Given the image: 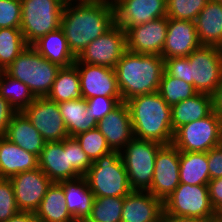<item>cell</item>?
Here are the masks:
<instances>
[{
	"mask_svg": "<svg viewBox=\"0 0 222 222\" xmlns=\"http://www.w3.org/2000/svg\"><path fill=\"white\" fill-rule=\"evenodd\" d=\"M114 25L115 13L111 1L67 0L60 28L70 51L77 58L91 41L105 34Z\"/></svg>",
	"mask_w": 222,
	"mask_h": 222,
	"instance_id": "obj_1",
	"label": "cell"
},
{
	"mask_svg": "<svg viewBox=\"0 0 222 222\" xmlns=\"http://www.w3.org/2000/svg\"><path fill=\"white\" fill-rule=\"evenodd\" d=\"M114 70L122 101L126 102L134 96L158 92L165 71L164 58L126 50Z\"/></svg>",
	"mask_w": 222,
	"mask_h": 222,
	"instance_id": "obj_2",
	"label": "cell"
},
{
	"mask_svg": "<svg viewBox=\"0 0 222 222\" xmlns=\"http://www.w3.org/2000/svg\"><path fill=\"white\" fill-rule=\"evenodd\" d=\"M135 138L172 144L171 106L158 92L134 96L126 101Z\"/></svg>",
	"mask_w": 222,
	"mask_h": 222,
	"instance_id": "obj_3",
	"label": "cell"
},
{
	"mask_svg": "<svg viewBox=\"0 0 222 222\" xmlns=\"http://www.w3.org/2000/svg\"><path fill=\"white\" fill-rule=\"evenodd\" d=\"M60 68L28 45L4 71L26 84L35 98H43L50 93Z\"/></svg>",
	"mask_w": 222,
	"mask_h": 222,
	"instance_id": "obj_4",
	"label": "cell"
},
{
	"mask_svg": "<svg viewBox=\"0 0 222 222\" xmlns=\"http://www.w3.org/2000/svg\"><path fill=\"white\" fill-rule=\"evenodd\" d=\"M84 177L95 197H125L133 191L119 151L92 162Z\"/></svg>",
	"mask_w": 222,
	"mask_h": 222,
	"instance_id": "obj_5",
	"label": "cell"
},
{
	"mask_svg": "<svg viewBox=\"0 0 222 222\" xmlns=\"http://www.w3.org/2000/svg\"><path fill=\"white\" fill-rule=\"evenodd\" d=\"M67 0H21L20 30L27 45L60 28Z\"/></svg>",
	"mask_w": 222,
	"mask_h": 222,
	"instance_id": "obj_6",
	"label": "cell"
},
{
	"mask_svg": "<svg viewBox=\"0 0 222 222\" xmlns=\"http://www.w3.org/2000/svg\"><path fill=\"white\" fill-rule=\"evenodd\" d=\"M163 144L133 138L120 151L132 190L147 191L151 187L156 154Z\"/></svg>",
	"mask_w": 222,
	"mask_h": 222,
	"instance_id": "obj_7",
	"label": "cell"
},
{
	"mask_svg": "<svg viewBox=\"0 0 222 222\" xmlns=\"http://www.w3.org/2000/svg\"><path fill=\"white\" fill-rule=\"evenodd\" d=\"M172 144L180 152H208L222 144V119L213 111L207 117L179 127Z\"/></svg>",
	"mask_w": 222,
	"mask_h": 222,
	"instance_id": "obj_8",
	"label": "cell"
},
{
	"mask_svg": "<svg viewBox=\"0 0 222 222\" xmlns=\"http://www.w3.org/2000/svg\"><path fill=\"white\" fill-rule=\"evenodd\" d=\"M222 80V48L201 45L188 56V83L213 95Z\"/></svg>",
	"mask_w": 222,
	"mask_h": 222,
	"instance_id": "obj_9",
	"label": "cell"
},
{
	"mask_svg": "<svg viewBox=\"0 0 222 222\" xmlns=\"http://www.w3.org/2000/svg\"><path fill=\"white\" fill-rule=\"evenodd\" d=\"M163 215L188 216L205 220L216 215L209 197L208 185L179 183L163 202Z\"/></svg>",
	"mask_w": 222,
	"mask_h": 222,
	"instance_id": "obj_10",
	"label": "cell"
},
{
	"mask_svg": "<svg viewBox=\"0 0 222 222\" xmlns=\"http://www.w3.org/2000/svg\"><path fill=\"white\" fill-rule=\"evenodd\" d=\"M126 50V31L115 24L105 34L91 41L76 58L75 63L102 65L114 69Z\"/></svg>",
	"mask_w": 222,
	"mask_h": 222,
	"instance_id": "obj_11",
	"label": "cell"
},
{
	"mask_svg": "<svg viewBox=\"0 0 222 222\" xmlns=\"http://www.w3.org/2000/svg\"><path fill=\"white\" fill-rule=\"evenodd\" d=\"M23 113L46 142L62 141L69 137L58 103L47 97L36 98Z\"/></svg>",
	"mask_w": 222,
	"mask_h": 222,
	"instance_id": "obj_12",
	"label": "cell"
},
{
	"mask_svg": "<svg viewBox=\"0 0 222 222\" xmlns=\"http://www.w3.org/2000/svg\"><path fill=\"white\" fill-rule=\"evenodd\" d=\"M180 151L173 145H163L156 154L151 187L147 190L164 202L180 183Z\"/></svg>",
	"mask_w": 222,
	"mask_h": 222,
	"instance_id": "obj_13",
	"label": "cell"
},
{
	"mask_svg": "<svg viewBox=\"0 0 222 222\" xmlns=\"http://www.w3.org/2000/svg\"><path fill=\"white\" fill-rule=\"evenodd\" d=\"M166 0H116L115 24L127 31L130 27L167 16Z\"/></svg>",
	"mask_w": 222,
	"mask_h": 222,
	"instance_id": "obj_14",
	"label": "cell"
},
{
	"mask_svg": "<svg viewBox=\"0 0 222 222\" xmlns=\"http://www.w3.org/2000/svg\"><path fill=\"white\" fill-rule=\"evenodd\" d=\"M74 65L78 70L84 99L97 96L121 98L113 68L85 63H74Z\"/></svg>",
	"mask_w": 222,
	"mask_h": 222,
	"instance_id": "obj_15",
	"label": "cell"
},
{
	"mask_svg": "<svg viewBox=\"0 0 222 222\" xmlns=\"http://www.w3.org/2000/svg\"><path fill=\"white\" fill-rule=\"evenodd\" d=\"M10 180L17 207L23 212H35L52 183L39 167L32 171L18 173Z\"/></svg>",
	"mask_w": 222,
	"mask_h": 222,
	"instance_id": "obj_16",
	"label": "cell"
},
{
	"mask_svg": "<svg viewBox=\"0 0 222 222\" xmlns=\"http://www.w3.org/2000/svg\"><path fill=\"white\" fill-rule=\"evenodd\" d=\"M167 29V16L130 27L126 31L127 50L162 56Z\"/></svg>",
	"mask_w": 222,
	"mask_h": 222,
	"instance_id": "obj_17",
	"label": "cell"
},
{
	"mask_svg": "<svg viewBox=\"0 0 222 222\" xmlns=\"http://www.w3.org/2000/svg\"><path fill=\"white\" fill-rule=\"evenodd\" d=\"M38 166L52 182L81 177L70 164L69 137L62 141L46 142L38 157Z\"/></svg>",
	"mask_w": 222,
	"mask_h": 222,
	"instance_id": "obj_18",
	"label": "cell"
},
{
	"mask_svg": "<svg viewBox=\"0 0 222 222\" xmlns=\"http://www.w3.org/2000/svg\"><path fill=\"white\" fill-rule=\"evenodd\" d=\"M200 46L194 21L168 18L167 35L162 50L164 59L188 57Z\"/></svg>",
	"mask_w": 222,
	"mask_h": 222,
	"instance_id": "obj_19",
	"label": "cell"
},
{
	"mask_svg": "<svg viewBox=\"0 0 222 222\" xmlns=\"http://www.w3.org/2000/svg\"><path fill=\"white\" fill-rule=\"evenodd\" d=\"M97 128L104 135L112 151H121L134 138L130 110L126 102L100 119Z\"/></svg>",
	"mask_w": 222,
	"mask_h": 222,
	"instance_id": "obj_20",
	"label": "cell"
},
{
	"mask_svg": "<svg viewBox=\"0 0 222 222\" xmlns=\"http://www.w3.org/2000/svg\"><path fill=\"white\" fill-rule=\"evenodd\" d=\"M163 202L149 191L133 190L124 197L121 222H161Z\"/></svg>",
	"mask_w": 222,
	"mask_h": 222,
	"instance_id": "obj_21",
	"label": "cell"
},
{
	"mask_svg": "<svg viewBox=\"0 0 222 222\" xmlns=\"http://www.w3.org/2000/svg\"><path fill=\"white\" fill-rule=\"evenodd\" d=\"M38 157L6 137H0V178L11 177L25 171L37 169Z\"/></svg>",
	"mask_w": 222,
	"mask_h": 222,
	"instance_id": "obj_22",
	"label": "cell"
},
{
	"mask_svg": "<svg viewBox=\"0 0 222 222\" xmlns=\"http://www.w3.org/2000/svg\"><path fill=\"white\" fill-rule=\"evenodd\" d=\"M194 22L201 45L222 48V0H209Z\"/></svg>",
	"mask_w": 222,
	"mask_h": 222,
	"instance_id": "obj_23",
	"label": "cell"
},
{
	"mask_svg": "<svg viewBox=\"0 0 222 222\" xmlns=\"http://www.w3.org/2000/svg\"><path fill=\"white\" fill-rule=\"evenodd\" d=\"M58 183L63 187L67 209L74 220H86L90 216L95 196L85 177Z\"/></svg>",
	"mask_w": 222,
	"mask_h": 222,
	"instance_id": "obj_24",
	"label": "cell"
},
{
	"mask_svg": "<svg viewBox=\"0 0 222 222\" xmlns=\"http://www.w3.org/2000/svg\"><path fill=\"white\" fill-rule=\"evenodd\" d=\"M12 143L39 157L46 141L23 112L11 119L5 136Z\"/></svg>",
	"mask_w": 222,
	"mask_h": 222,
	"instance_id": "obj_25",
	"label": "cell"
},
{
	"mask_svg": "<svg viewBox=\"0 0 222 222\" xmlns=\"http://www.w3.org/2000/svg\"><path fill=\"white\" fill-rule=\"evenodd\" d=\"M212 112V95L197 93L171 107L172 130L175 132L179 127L203 119Z\"/></svg>",
	"mask_w": 222,
	"mask_h": 222,
	"instance_id": "obj_26",
	"label": "cell"
},
{
	"mask_svg": "<svg viewBox=\"0 0 222 222\" xmlns=\"http://www.w3.org/2000/svg\"><path fill=\"white\" fill-rule=\"evenodd\" d=\"M38 222H73L65 201L63 187L52 182L38 209L34 212Z\"/></svg>",
	"mask_w": 222,
	"mask_h": 222,
	"instance_id": "obj_27",
	"label": "cell"
},
{
	"mask_svg": "<svg viewBox=\"0 0 222 222\" xmlns=\"http://www.w3.org/2000/svg\"><path fill=\"white\" fill-rule=\"evenodd\" d=\"M44 58L60 67H69L76 61L70 51L66 37L61 28L49 32L32 45Z\"/></svg>",
	"mask_w": 222,
	"mask_h": 222,
	"instance_id": "obj_28",
	"label": "cell"
},
{
	"mask_svg": "<svg viewBox=\"0 0 222 222\" xmlns=\"http://www.w3.org/2000/svg\"><path fill=\"white\" fill-rule=\"evenodd\" d=\"M58 106L69 137L97 127L98 121L87 111L86 99L64 101Z\"/></svg>",
	"mask_w": 222,
	"mask_h": 222,
	"instance_id": "obj_29",
	"label": "cell"
},
{
	"mask_svg": "<svg viewBox=\"0 0 222 222\" xmlns=\"http://www.w3.org/2000/svg\"><path fill=\"white\" fill-rule=\"evenodd\" d=\"M180 183L208 185V152H180Z\"/></svg>",
	"mask_w": 222,
	"mask_h": 222,
	"instance_id": "obj_30",
	"label": "cell"
},
{
	"mask_svg": "<svg viewBox=\"0 0 222 222\" xmlns=\"http://www.w3.org/2000/svg\"><path fill=\"white\" fill-rule=\"evenodd\" d=\"M47 98L56 103L83 98L80 77L74 64L60 68Z\"/></svg>",
	"mask_w": 222,
	"mask_h": 222,
	"instance_id": "obj_31",
	"label": "cell"
},
{
	"mask_svg": "<svg viewBox=\"0 0 222 222\" xmlns=\"http://www.w3.org/2000/svg\"><path fill=\"white\" fill-rule=\"evenodd\" d=\"M0 95L16 112H23L36 98L23 82L0 71Z\"/></svg>",
	"mask_w": 222,
	"mask_h": 222,
	"instance_id": "obj_32",
	"label": "cell"
},
{
	"mask_svg": "<svg viewBox=\"0 0 222 222\" xmlns=\"http://www.w3.org/2000/svg\"><path fill=\"white\" fill-rule=\"evenodd\" d=\"M20 28H0V71H4L27 47Z\"/></svg>",
	"mask_w": 222,
	"mask_h": 222,
	"instance_id": "obj_33",
	"label": "cell"
},
{
	"mask_svg": "<svg viewBox=\"0 0 222 222\" xmlns=\"http://www.w3.org/2000/svg\"><path fill=\"white\" fill-rule=\"evenodd\" d=\"M158 93L163 100L172 107L178 102L196 95L198 92L192 84L168 75L164 71L159 84Z\"/></svg>",
	"mask_w": 222,
	"mask_h": 222,
	"instance_id": "obj_34",
	"label": "cell"
},
{
	"mask_svg": "<svg viewBox=\"0 0 222 222\" xmlns=\"http://www.w3.org/2000/svg\"><path fill=\"white\" fill-rule=\"evenodd\" d=\"M124 197H95L88 222H121Z\"/></svg>",
	"mask_w": 222,
	"mask_h": 222,
	"instance_id": "obj_35",
	"label": "cell"
},
{
	"mask_svg": "<svg viewBox=\"0 0 222 222\" xmlns=\"http://www.w3.org/2000/svg\"><path fill=\"white\" fill-rule=\"evenodd\" d=\"M74 138L80 144L81 148L84 150L91 162H95L101 156L112 152L106 138L97 127L80 133Z\"/></svg>",
	"mask_w": 222,
	"mask_h": 222,
	"instance_id": "obj_36",
	"label": "cell"
},
{
	"mask_svg": "<svg viewBox=\"0 0 222 222\" xmlns=\"http://www.w3.org/2000/svg\"><path fill=\"white\" fill-rule=\"evenodd\" d=\"M167 18L194 21L209 0H166Z\"/></svg>",
	"mask_w": 222,
	"mask_h": 222,
	"instance_id": "obj_37",
	"label": "cell"
},
{
	"mask_svg": "<svg viewBox=\"0 0 222 222\" xmlns=\"http://www.w3.org/2000/svg\"><path fill=\"white\" fill-rule=\"evenodd\" d=\"M19 212L11 180L0 178V222L6 221Z\"/></svg>",
	"mask_w": 222,
	"mask_h": 222,
	"instance_id": "obj_38",
	"label": "cell"
},
{
	"mask_svg": "<svg viewBox=\"0 0 222 222\" xmlns=\"http://www.w3.org/2000/svg\"><path fill=\"white\" fill-rule=\"evenodd\" d=\"M21 0H0V28H20Z\"/></svg>",
	"mask_w": 222,
	"mask_h": 222,
	"instance_id": "obj_39",
	"label": "cell"
},
{
	"mask_svg": "<svg viewBox=\"0 0 222 222\" xmlns=\"http://www.w3.org/2000/svg\"><path fill=\"white\" fill-rule=\"evenodd\" d=\"M122 101V98L113 97H91L86 99L87 111L90 112L92 117H95L97 121L106 116L114 108H116Z\"/></svg>",
	"mask_w": 222,
	"mask_h": 222,
	"instance_id": "obj_40",
	"label": "cell"
},
{
	"mask_svg": "<svg viewBox=\"0 0 222 222\" xmlns=\"http://www.w3.org/2000/svg\"><path fill=\"white\" fill-rule=\"evenodd\" d=\"M69 157L70 164L81 176H84L92 165V162L74 137H69Z\"/></svg>",
	"mask_w": 222,
	"mask_h": 222,
	"instance_id": "obj_41",
	"label": "cell"
},
{
	"mask_svg": "<svg viewBox=\"0 0 222 222\" xmlns=\"http://www.w3.org/2000/svg\"><path fill=\"white\" fill-rule=\"evenodd\" d=\"M165 72L188 83V57L164 59Z\"/></svg>",
	"mask_w": 222,
	"mask_h": 222,
	"instance_id": "obj_42",
	"label": "cell"
},
{
	"mask_svg": "<svg viewBox=\"0 0 222 222\" xmlns=\"http://www.w3.org/2000/svg\"><path fill=\"white\" fill-rule=\"evenodd\" d=\"M210 180L222 177V144L208 151Z\"/></svg>",
	"mask_w": 222,
	"mask_h": 222,
	"instance_id": "obj_43",
	"label": "cell"
},
{
	"mask_svg": "<svg viewBox=\"0 0 222 222\" xmlns=\"http://www.w3.org/2000/svg\"><path fill=\"white\" fill-rule=\"evenodd\" d=\"M208 189L211 204L218 214L222 210V177L210 180Z\"/></svg>",
	"mask_w": 222,
	"mask_h": 222,
	"instance_id": "obj_44",
	"label": "cell"
},
{
	"mask_svg": "<svg viewBox=\"0 0 222 222\" xmlns=\"http://www.w3.org/2000/svg\"><path fill=\"white\" fill-rule=\"evenodd\" d=\"M16 113L11 104L0 95V137L5 136L7 127Z\"/></svg>",
	"mask_w": 222,
	"mask_h": 222,
	"instance_id": "obj_45",
	"label": "cell"
},
{
	"mask_svg": "<svg viewBox=\"0 0 222 222\" xmlns=\"http://www.w3.org/2000/svg\"><path fill=\"white\" fill-rule=\"evenodd\" d=\"M213 111L222 119V80L212 95Z\"/></svg>",
	"mask_w": 222,
	"mask_h": 222,
	"instance_id": "obj_46",
	"label": "cell"
},
{
	"mask_svg": "<svg viewBox=\"0 0 222 222\" xmlns=\"http://www.w3.org/2000/svg\"><path fill=\"white\" fill-rule=\"evenodd\" d=\"M4 222H38L34 212L20 211Z\"/></svg>",
	"mask_w": 222,
	"mask_h": 222,
	"instance_id": "obj_47",
	"label": "cell"
},
{
	"mask_svg": "<svg viewBox=\"0 0 222 222\" xmlns=\"http://www.w3.org/2000/svg\"><path fill=\"white\" fill-rule=\"evenodd\" d=\"M161 222H204V220L188 216L162 215Z\"/></svg>",
	"mask_w": 222,
	"mask_h": 222,
	"instance_id": "obj_48",
	"label": "cell"
},
{
	"mask_svg": "<svg viewBox=\"0 0 222 222\" xmlns=\"http://www.w3.org/2000/svg\"><path fill=\"white\" fill-rule=\"evenodd\" d=\"M204 222H222V218L219 214L206 218Z\"/></svg>",
	"mask_w": 222,
	"mask_h": 222,
	"instance_id": "obj_49",
	"label": "cell"
},
{
	"mask_svg": "<svg viewBox=\"0 0 222 222\" xmlns=\"http://www.w3.org/2000/svg\"><path fill=\"white\" fill-rule=\"evenodd\" d=\"M73 222H88L87 220H74Z\"/></svg>",
	"mask_w": 222,
	"mask_h": 222,
	"instance_id": "obj_50",
	"label": "cell"
},
{
	"mask_svg": "<svg viewBox=\"0 0 222 222\" xmlns=\"http://www.w3.org/2000/svg\"><path fill=\"white\" fill-rule=\"evenodd\" d=\"M220 216H221V218H222V210L218 213Z\"/></svg>",
	"mask_w": 222,
	"mask_h": 222,
	"instance_id": "obj_51",
	"label": "cell"
}]
</instances>
